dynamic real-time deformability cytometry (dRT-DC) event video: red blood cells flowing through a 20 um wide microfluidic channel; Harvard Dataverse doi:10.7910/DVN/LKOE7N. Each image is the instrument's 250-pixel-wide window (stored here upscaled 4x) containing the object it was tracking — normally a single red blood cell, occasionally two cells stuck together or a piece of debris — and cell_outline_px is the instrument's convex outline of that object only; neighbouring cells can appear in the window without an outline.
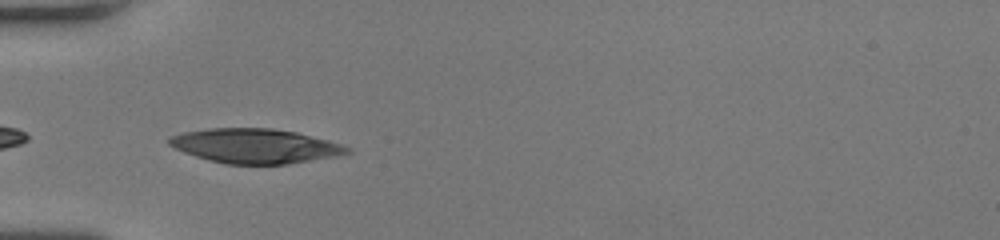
{"species": "human", "species_latin": "Homo sapiens", "temperature_condition": "room temperature", "stored_images_in_passage": 33, "camera_frame_rate_fps": 3000, "um_per_image_px": 0.085, "donor": {"sex": "female"}, "frame": {"image": 1, "passage_image": 1, "time_ms": 0.0, "image_size_px": [1000, 240], "cell_outline_px": [[352, 152], [336, 156], [288, 164], [224, 164], [208, 160], [184, 152], [168, 144], [168, 140], [172, 136], [184, 132], [208, 128], [272, 128], [296, 132], [328, 140], [352, 148]], "centroid_in_image_um": [21.71, 12.41], "position_along_channel_um": 63.3, "area_um2": 35.72}}
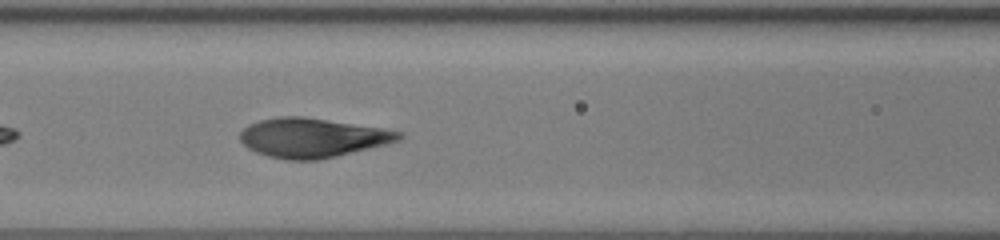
{"frame": {"image": 2, "passage_image": 7, "time_ms": 2.0, "image_size_px": [1000, 240], "cell_outline_px": [[404, 136], [400, 140], [388, 144], [336, 156], [316, 160], [288, 160], [268, 156], [256, 152], [248, 148], [240, 140], [240, 132], [248, 124], [260, 120], [280, 116], [300, 116], [380, 128], [404, 132]], "centroid_in_image_um": [26.55, 11.71], "position_along_channel_um": 140.1, "area_um2": 36.18}}
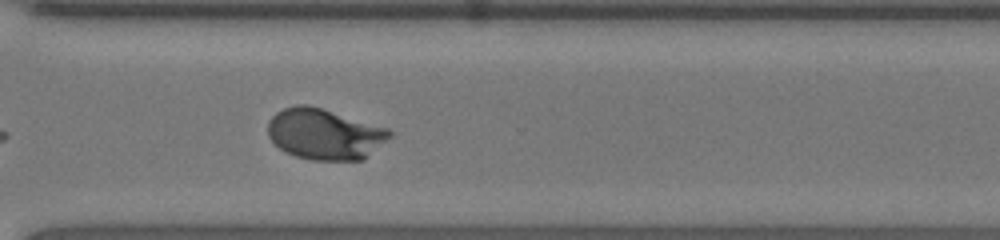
{"frame": {"image": 3, "passage_image": 22, "time_ms": 7.0, "image_size_px": [1000, 240], "cell_outline_px": [[392, 136], [364, 160], [312, 160], [296, 156], [284, 152], [268, 136], [268, 120], [276, 112], [284, 108], [296, 104], [304, 104], [320, 108], [388, 128], [392, 132]], "centroid_in_image_um": [27.59, 11.41], "position_along_channel_um": 343.0, "area_um2": 36.07}, "authors_computed_cell_mechanics": {"area_um2": 36.1828, "velocity_mm_per_s": 4.0659, "shape_relaxation_time_tau1_ms": 4.86, "shape_relaxation_time_tau2_ms": null, "deformation_change_tau1": 0.2653, "deformation_change_tau2": null}}